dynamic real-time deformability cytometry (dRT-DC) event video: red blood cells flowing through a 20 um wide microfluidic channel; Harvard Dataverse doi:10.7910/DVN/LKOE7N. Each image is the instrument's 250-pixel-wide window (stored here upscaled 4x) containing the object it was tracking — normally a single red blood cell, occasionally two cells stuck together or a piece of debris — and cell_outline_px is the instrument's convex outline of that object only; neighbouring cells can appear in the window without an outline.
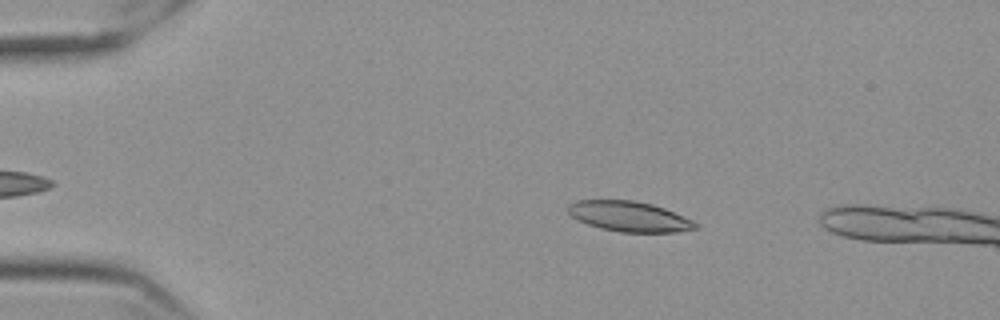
{"species": "Egyptian fruit bat (a non-hibernating species)", "species_latin": "Rousettus aegyptiacus", "temperature_condition": "cold", "stored_images_in_passage": 47, "camera_frame_rate_fps": 3000, "um_per_image_px": 0.085, "frame": {"image": 1, "passage_image": 9, "time_ms": 2.667, "image_size_px": [1000, 320], "cell_outline_px": [[700, 224], [696, 228], [676, 232], [620, 232], [600, 228], [588, 224], [572, 216], [568, 212], [568, 204], [576, 200], [636, 200], [652, 204], [664, 208], [692, 220]], "centroid_in_image_um": [53.49, 18.39], "position_along_channel_um": 31.5, "area_um2": 22.37}}
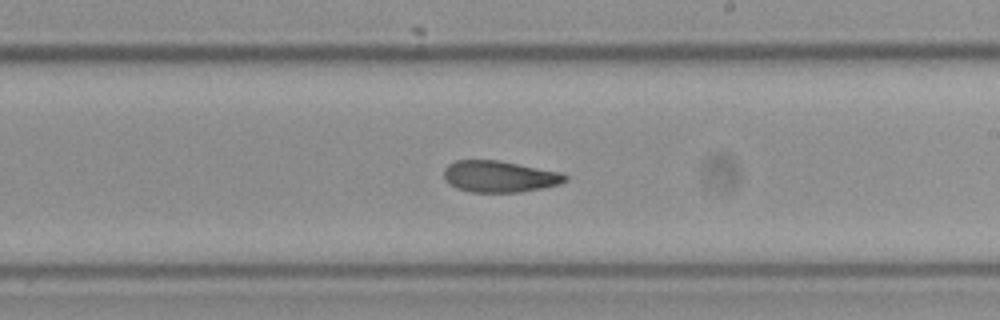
{"frame": {"image": 2, "passage_image": 32, "time_ms": 10.333, "image_size_px": [1000, 320], "cell_outline_px": [[568, 180], [560, 184], [544, 188], [520, 192], [468, 192], [456, 188], [448, 184], [444, 180], [444, 168], [448, 164], [456, 160], [500, 160], [560, 172], [568, 176]], "centroid_in_image_um": [42.44, 15.0], "position_along_channel_um": 246.6, "area_um2": 22.54}}
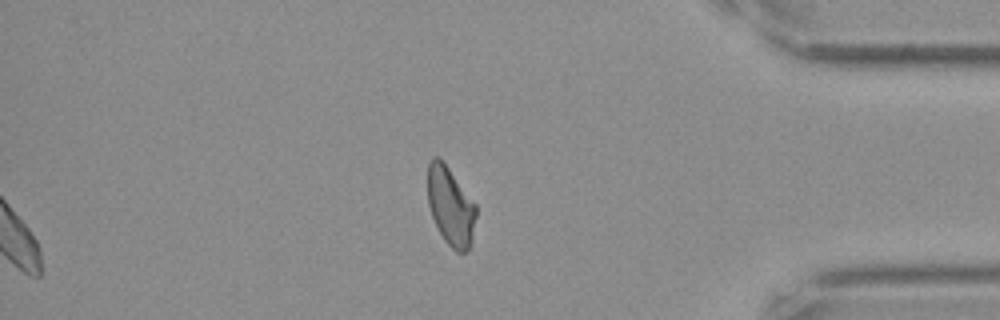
{"frame": {"image": 3, "passage_image": 47, "time_ms": 15.333, "image_size_px": [1000, 320], "cell_outline_px": [[476, 216], [472, 244], [468, 252], [456, 252], [444, 240], [432, 216], [428, 204], [428, 164], [432, 156], [436, 156], [448, 168], [476, 204]], "centroid_in_image_um": [38.31, 17.58], "position_along_channel_um": 396.9, "area_um2": 22.02}, "authors_computed_cell_mechanics": {"area_um2": 22.6576, "velocity_mm_per_s": 3.5582, "shape_relaxation_time_tau1_ms": null, "shape_relaxation_time_tau2_ms": 4.2342, "deformation_change_tau1": null, "deformation_change_tau2": 0.1111}}